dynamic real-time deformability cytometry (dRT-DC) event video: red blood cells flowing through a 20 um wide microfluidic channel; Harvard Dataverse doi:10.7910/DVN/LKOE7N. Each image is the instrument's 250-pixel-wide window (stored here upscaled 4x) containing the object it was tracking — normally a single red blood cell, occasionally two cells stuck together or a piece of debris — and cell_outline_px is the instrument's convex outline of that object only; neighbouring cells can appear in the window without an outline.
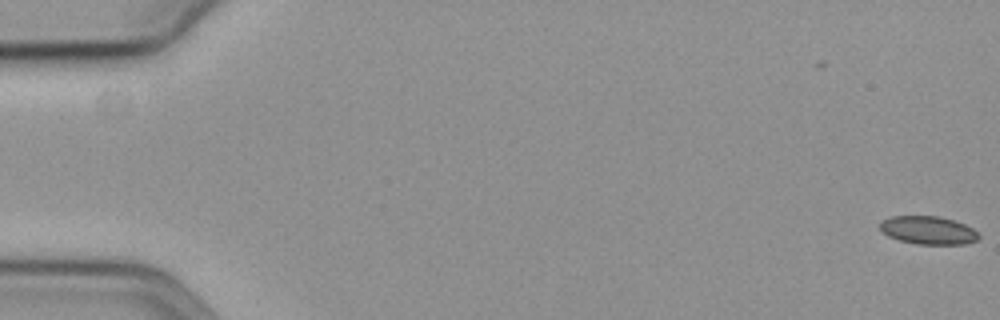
{"species": "common noctule bat (a hibernating species)", "species_latin": "Nyctalus noctula", "temperature_condition": "cold", "stored_images_in_passage": 59, "camera_frame_rate_fps": 3000, "um_per_image_px": 0.085, "animal": {"sex": "female", "body_mass_g": 19.3, "forearm_length_mm": 54.1}, "frame": {"image": 1, "passage_image": 1, "time_ms": 0.0, "image_size_px": [1000, 320], "cell_outline_px": [[980, 236], [976, 240], [964, 244], [916, 244], [900, 240], [888, 236], [880, 228], [880, 220], [892, 216], [940, 216], [964, 224], [972, 228]], "centroid_in_image_um": [78.87, 19.56], "position_along_channel_um": 6.1, "area_um2": 16.07}}
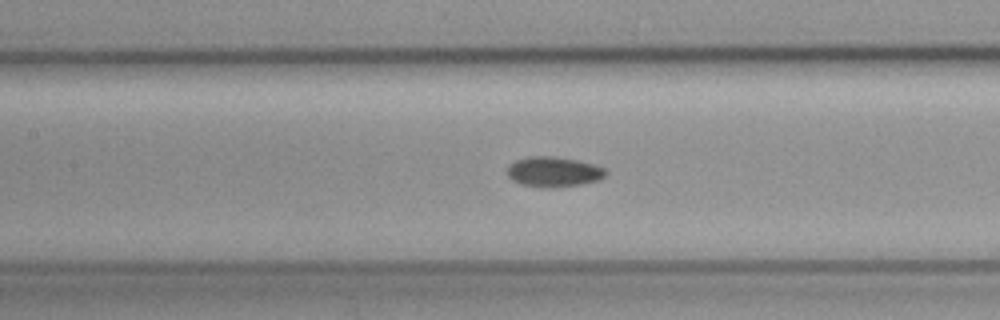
{"frame": {"image": 2, "passage_image": 28, "time_ms": 9.0, "image_size_px": [1000, 320], "cell_outline_px": [[608, 172], [600, 180], [580, 184], [552, 188], [540, 188], [520, 184], [512, 180], [504, 172], [508, 164], [516, 160], [528, 156], [556, 156], [596, 164], [604, 168]], "centroid_in_image_um": [47.01, 14.6], "position_along_channel_um": 160.4, "area_um2": 17.74}}
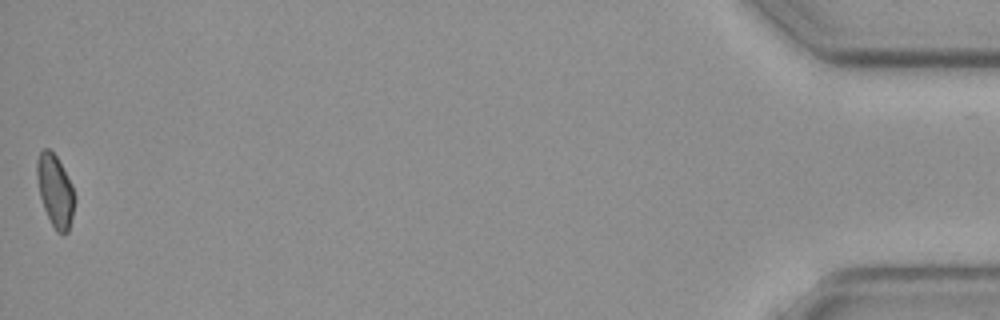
{"frame": {"image": 3, "passage_image": 59, "time_ms": 19.333, "image_size_px": [1000, 320], "cell_outline_px": [[76, 200], [68, 232], [56, 232], [44, 208], [40, 196], [36, 176], [36, 160], [40, 152], [44, 148], [48, 148], [56, 156], [72, 184], [76, 196]], "centroid_in_image_um": [4.69, 16.19], "position_along_channel_um": 430.5, "area_um2": 15.84}}